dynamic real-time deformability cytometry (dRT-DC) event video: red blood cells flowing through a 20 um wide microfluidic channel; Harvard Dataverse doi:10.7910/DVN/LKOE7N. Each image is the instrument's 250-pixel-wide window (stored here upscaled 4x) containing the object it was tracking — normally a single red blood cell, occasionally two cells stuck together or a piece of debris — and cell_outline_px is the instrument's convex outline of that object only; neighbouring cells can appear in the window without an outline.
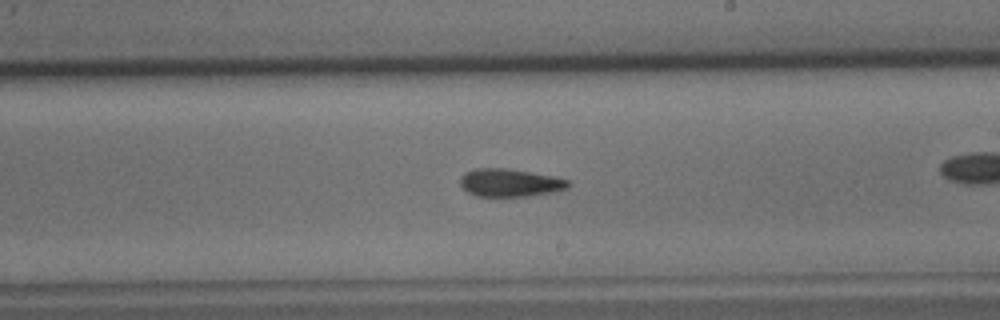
{"species": "common noctule bat (a hibernating species)", "species_latin": "Nyctalus noctula", "temperature_condition": "cold", "stored_images_in_passage": 55, "camera_frame_rate_fps": 3000, "um_per_image_px": 0.085, "animal": {"sex": "male", "body_mass_g": 15.6}, "frame": {"image": 1, "passage_image": 32, "time_ms": 10.333, "image_size_px": [1000, 320], "cell_outline_px": [[572, 184], [568, 188], [552, 192], [528, 196], [476, 196], [468, 192], [460, 184], [460, 176], [464, 172], [476, 168], [504, 168], [552, 176], [568, 180]], "centroid_in_image_um": [43.32, 15.53], "position_along_channel_um": 245.7, "area_um2": 17.46}, "authors_computed_cell_mechanics": {"area_um2": 17.2822, "velocity_mm_per_s": 3.7264, "shape_relaxation_time_tau1_ms": 9.0559, "shape_relaxation_time_tau2_ms": 5.4612, "deformation_change_tau1": 0.1854, "deformation_change_tau2": 0.1299}}